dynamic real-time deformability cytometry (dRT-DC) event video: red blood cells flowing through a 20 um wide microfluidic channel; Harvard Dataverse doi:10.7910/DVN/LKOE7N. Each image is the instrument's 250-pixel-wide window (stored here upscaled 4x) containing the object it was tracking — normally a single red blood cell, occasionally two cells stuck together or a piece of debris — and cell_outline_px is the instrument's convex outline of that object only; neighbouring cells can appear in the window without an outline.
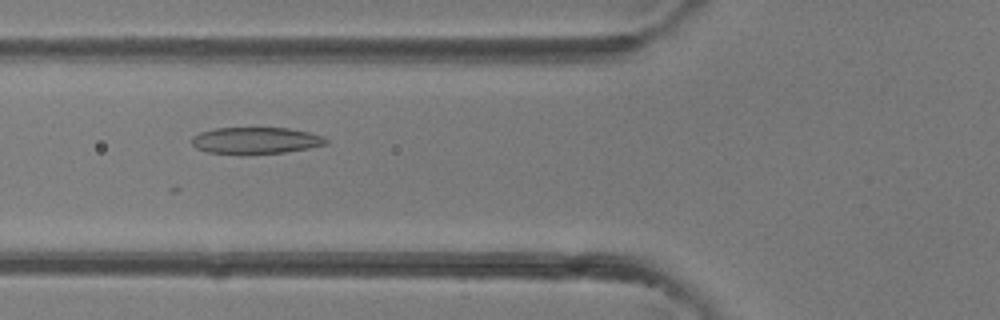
{"species": "common noctule bat (a hibernating species)", "species_latin": "Nyctalus noctula", "temperature_condition": "room temperature", "stored_images_in_passage": 6, "camera_frame_rate_fps": 3000, "um_per_image_px": 0.085, "animal": {"sex": "female"}, "frame": {"image": 1, "passage_image": 6, "time_ms": 5.667, "image_size_px": [1000, 320], "cell_outline_px": [[328, 144], [308, 148], [284, 152], [208, 152], [196, 148], [188, 140], [192, 136], [200, 132], [216, 128], [288, 128], [308, 132], [324, 136], [328, 140]], "centroid_in_image_um": [21.74, 11.91], "position_along_channel_um": 104.1, "area_um2": 20.29}}